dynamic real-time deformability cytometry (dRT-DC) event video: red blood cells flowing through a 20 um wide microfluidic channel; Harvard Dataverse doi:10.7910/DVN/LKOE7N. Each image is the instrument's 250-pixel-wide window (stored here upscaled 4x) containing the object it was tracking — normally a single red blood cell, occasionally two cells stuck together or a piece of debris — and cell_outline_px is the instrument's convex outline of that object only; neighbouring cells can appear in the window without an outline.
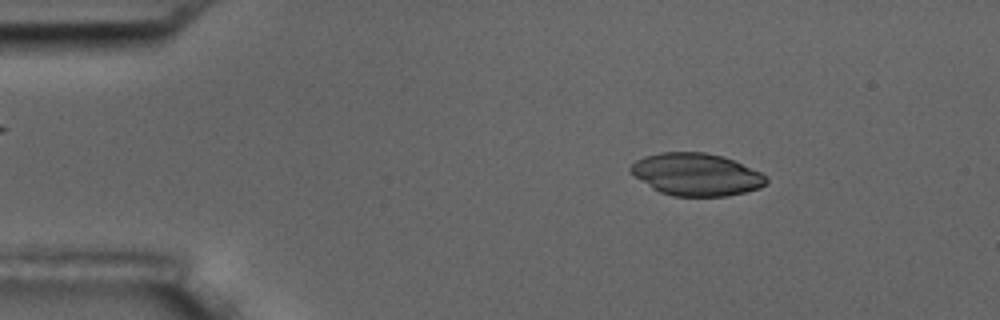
{"species": "common noctule bat (a hibernating species)", "species_latin": "Nyctalus noctula", "temperature_condition": "room temperature", "stored_images_in_passage": 3, "camera_frame_rate_fps": 3000, "um_per_image_px": 0.085, "animal": {"sex": "male", "body_mass_g": 17.5, "forearm_length_mm": 52.3}, "frame": {"image": 1, "passage_image": 1, "time_ms": 0.0, "image_size_px": [1000, 320], "cell_outline_px": [[768, 180], [760, 188], [728, 196], [672, 196], [660, 192], [652, 188], [628, 172], [628, 168], [636, 160], [644, 156], [660, 152], [704, 152], [724, 156], [760, 172], [768, 176]], "centroid_in_image_um": [59.16, 14.82], "position_along_channel_um": 25.8, "area_um2": 33.64}}